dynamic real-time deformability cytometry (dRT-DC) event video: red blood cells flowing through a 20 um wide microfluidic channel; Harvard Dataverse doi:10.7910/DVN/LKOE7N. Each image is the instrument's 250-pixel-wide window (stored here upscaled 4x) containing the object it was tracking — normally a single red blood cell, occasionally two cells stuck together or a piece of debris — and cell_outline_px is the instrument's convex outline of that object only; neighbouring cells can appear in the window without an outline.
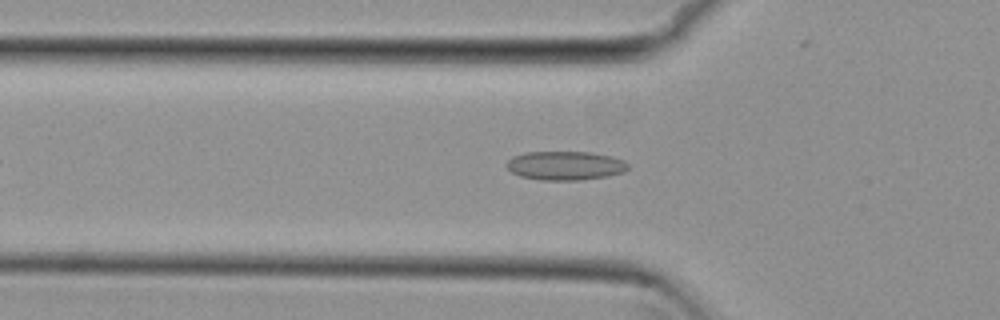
{"species": "common noctule bat (a hibernating species)", "species_latin": "Nyctalus noctula", "temperature_condition": "cold", "stored_images_in_passage": 48, "camera_frame_rate_fps": 3000, "um_per_image_px": 0.085, "animal": {"sex": "female", "body_mass_g": 29.2, "forearm_length_mm": 56.3}, "frame": {"image": 1, "passage_image": 12, "time_ms": 3.667, "image_size_px": [1000, 320], "cell_outline_px": [[628, 168], [624, 172], [608, 176], [580, 180], [540, 180], [520, 176], [512, 172], [504, 164], [512, 156], [524, 152], [592, 152], [612, 156], [624, 160], [628, 164]], "centroid_in_image_um": [48.04, 14.07], "position_along_channel_um": 77.8, "area_um2": 20.63}}
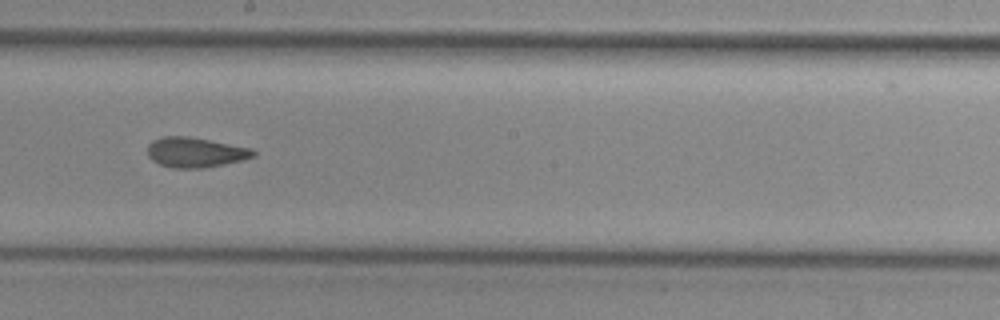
{"frame": {"image": 2, "passage_image": 24, "time_ms": 7.667, "image_size_px": [1000, 320], "cell_outline_px": [[256, 156], [224, 164], [204, 168], [172, 168], [160, 164], [152, 160], [148, 156], [148, 144], [152, 140], [160, 136], [188, 136], [252, 148], [256, 152]], "centroid_in_image_um": [16.58, 12.94], "position_along_channel_um": 231.6, "area_um2": 18.55}}
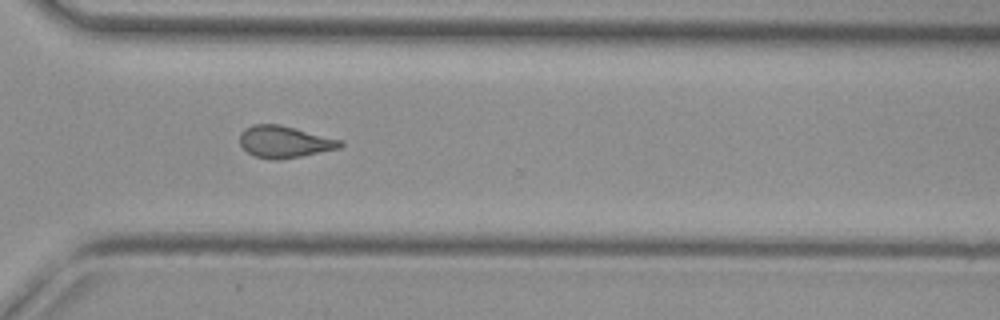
{"frame": {"image": 3, "passage_image": 33, "time_ms": 10.667, "image_size_px": [1000, 320], "cell_outline_px": [[344, 144], [340, 148], [300, 156], [276, 160], [256, 156], [248, 152], [240, 144], [240, 132], [244, 128], [252, 124], [280, 124], [344, 140]], "centroid_in_image_um": [24.2, 12.03], "position_along_channel_um": 346.4, "area_um2": 18.67}, "authors_computed_cell_mechanics": {"area_um2": 18.6405, "velocity_mm_per_s": 3.8293, "shape_relaxation_time_tau1_ms": null, "shape_relaxation_time_tau2_ms": 2.6194, "deformation_change_tau1": null, "deformation_change_tau2": 0.1042}}